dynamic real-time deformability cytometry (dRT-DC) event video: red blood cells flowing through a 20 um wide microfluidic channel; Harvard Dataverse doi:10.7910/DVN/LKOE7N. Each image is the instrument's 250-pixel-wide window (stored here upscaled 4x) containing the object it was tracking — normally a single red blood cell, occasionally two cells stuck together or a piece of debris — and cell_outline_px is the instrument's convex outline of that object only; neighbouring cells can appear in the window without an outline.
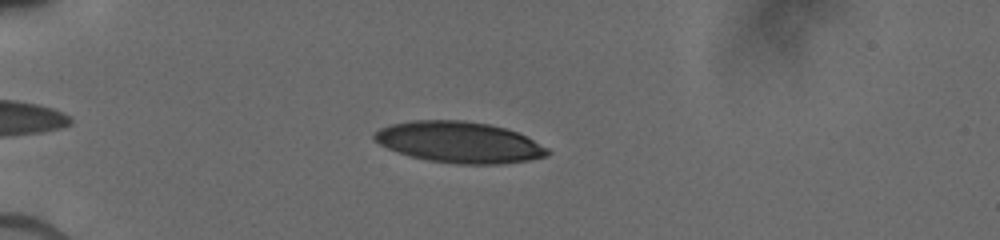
{"species": "human", "species_latin": "Homo sapiens", "temperature_condition": "cold", "stored_images_in_passage": 55, "camera_frame_rate_fps": 3000, "um_per_image_px": 0.085, "donor": {"sex": "male"}, "frame": {"image": 1, "passage_image": 10, "time_ms": 2.0, "image_size_px": [1000, 240], "cell_outline_px": [[552, 152], [548, 156], [528, 160], [500, 164], [456, 164], [428, 160], [412, 156], [388, 148], [380, 144], [372, 136], [380, 128], [392, 124], [412, 120], [460, 120], [488, 124], [504, 128], [516, 132], [548, 148]], "centroid_in_image_um": [39.05, 12.09], "position_along_channel_um": 46.0, "area_um2": 41.1}}
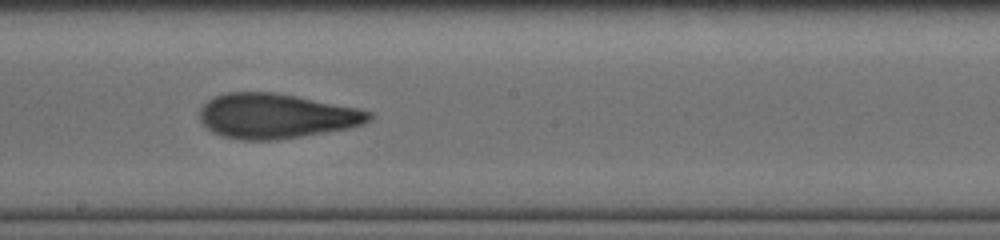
{"frame": {"image": 2, "passage_image": 34, "time_ms": 7.333, "image_size_px": [1000, 240], "cell_outline_px": [[372, 120], [364, 124], [348, 128], [276, 140], [240, 140], [220, 136], [212, 132], [200, 120], [200, 108], [208, 100], [216, 96], [228, 92], [276, 92], [360, 108], [372, 112]], "centroid_in_image_um": [23.48, 9.86], "position_along_channel_um": 224.7, "area_um2": 44.39}}
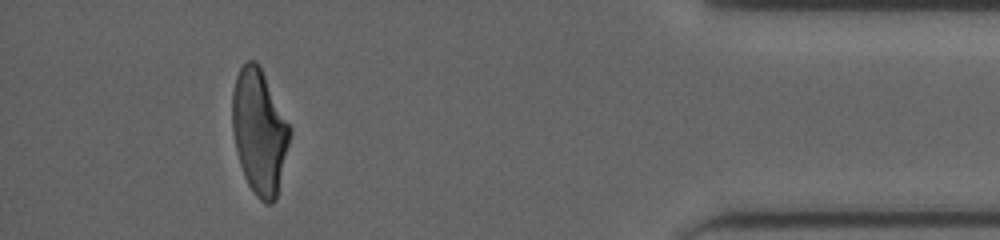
{"frame": {"image": 3, "passage_image": 55, "time_ms": 13.0, "image_size_px": [1000, 240], "cell_outline_px": [[288, 144], [276, 200], [272, 204], [264, 204], [256, 196], [248, 184], [244, 176], [236, 152], [232, 132], [232, 92], [236, 76], [240, 68], [248, 60], [256, 60], [288, 124]], "centroid_in_image_um": [21.99, 11.23], "position_along_channel_um": 413.2, "area_um2": 40.92}}